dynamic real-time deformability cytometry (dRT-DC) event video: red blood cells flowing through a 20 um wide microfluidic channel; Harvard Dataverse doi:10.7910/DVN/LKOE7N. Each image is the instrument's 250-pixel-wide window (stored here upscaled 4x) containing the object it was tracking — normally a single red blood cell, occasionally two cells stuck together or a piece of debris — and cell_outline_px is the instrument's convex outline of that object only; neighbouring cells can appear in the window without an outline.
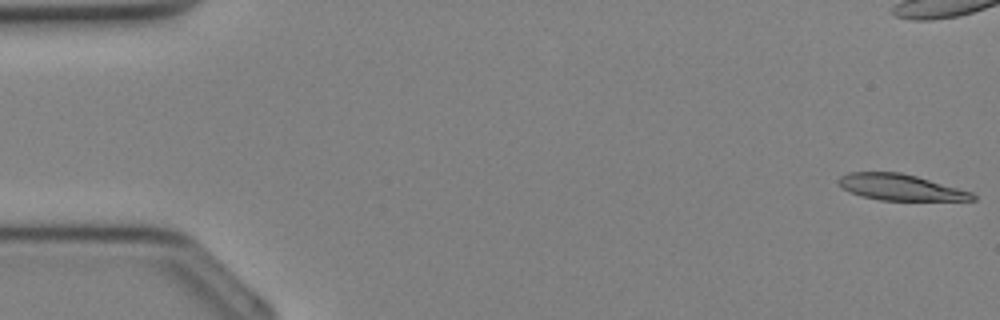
{"species": "Egyptian fruit bat (a non-hibernating species)", "species_latin": "Rousettus aegyptiacus", "temperature_condition": "cold", "stored_images_in_passage": 36, "camera_frame_rate_fps": 3000, "um_per_image_px": 0.085, "animal": {"sex": "female"}, "frame": {"image": 1, "passage_image": 1, "time_ms": 0.0, "image_size_px": [1000, 320], "cell_outline_px": [[976, 200], [880, 200], [860, 196], [844, 188], [836, 180], [840, 176], [848, 172], [900, 172], [916, 176], [972, 192], [976, 196]], "centroid_in_image_um": [76.52, 15.91], "position_along_channel_um": 8.5, "area_um2": 20.17}}